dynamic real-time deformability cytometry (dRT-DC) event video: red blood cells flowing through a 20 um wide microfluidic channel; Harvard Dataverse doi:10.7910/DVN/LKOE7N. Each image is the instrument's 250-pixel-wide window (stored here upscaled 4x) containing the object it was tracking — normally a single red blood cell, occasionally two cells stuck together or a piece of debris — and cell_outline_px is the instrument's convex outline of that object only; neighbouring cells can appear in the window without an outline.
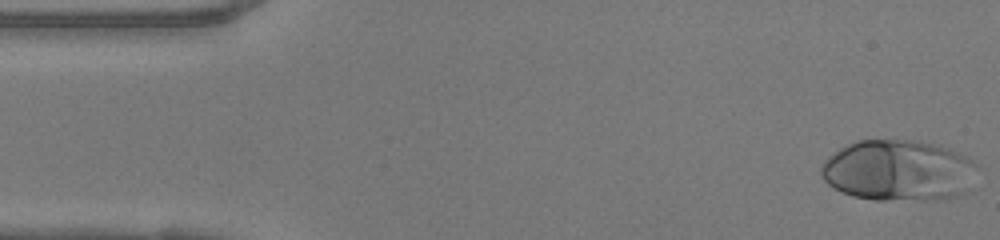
{"species": "human", "species_latin": "Homo sapiens", "temperature_condition": "warm", "stored_images_in_passage": 48, "camera_frame_rate_fps": 3000, "um_per_image_px": 0.085, "donor": {"sex": "female"}, "frame": {"image": 1, "passage_image": 1, "time_ms": 0.0, "image_size_px": [1000, 240], "cell_outline_px": [[976, 168], [964, 192], [956, 196], [940, 200], [872, 200], [852, 196], [840, 192], [828, 184], [820, 176], [820, 168], [824, 160], [828, 156], [840, 148], [856, 140], [912, 140], [940, 144], [972, 160], [976, 164]], "centroid_in_image_um": [76.3, 14.5], "position_along_channel_um": 8.7, "area_um2": 55.78}}
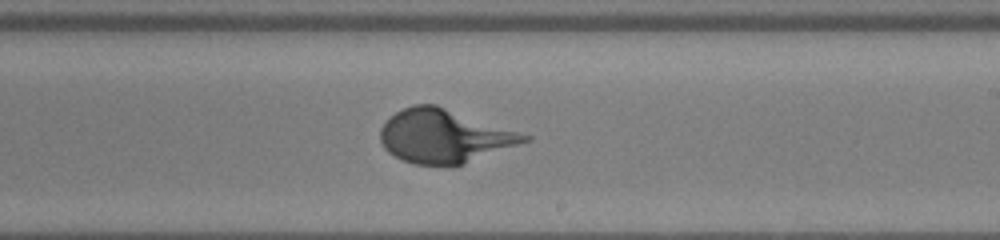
{"frame": {"image": 2, "passage_image": 27, "time_ms": 8.667, "image_size_px": [1000, 240], "cell_outline_px": [[532, 140], [464, 164], [416, 164], [404, 160], [388, 152], [384, 148], [380, 140], [380, 128], [396, 112], [412, 104], [436, 104], [532, 136]], "centroid_in_image_um": [37.78, 11.56], "position_along_channel_um": 251.2, "area_um2": 44.51}}
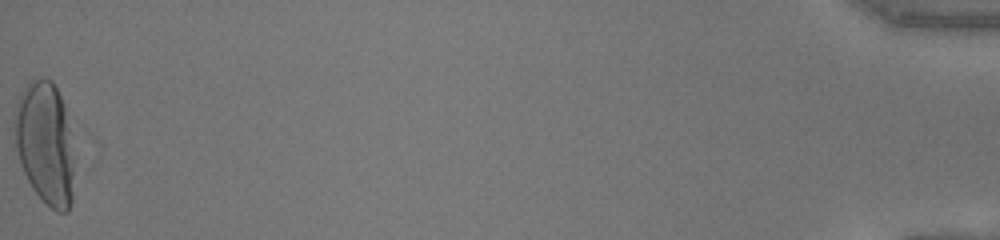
{"frame": {"image": 3, "passage_image": 48, "time_ms": 15.667, "image_size_px": [1000, 240], "cell_outline_px": [[76, 156], [72, 200], [68, 212], [56, 212], [32, 188], [20, 164], [16, 148], [12, 124], [12, 116], [16, 100], [32, 76], [40, 76], [52, 80], [64, 104]], "centroid_in_image_um": [3.84, 12.12], "position_along_channel_um": 431.4, "area_um2": 44.16}}